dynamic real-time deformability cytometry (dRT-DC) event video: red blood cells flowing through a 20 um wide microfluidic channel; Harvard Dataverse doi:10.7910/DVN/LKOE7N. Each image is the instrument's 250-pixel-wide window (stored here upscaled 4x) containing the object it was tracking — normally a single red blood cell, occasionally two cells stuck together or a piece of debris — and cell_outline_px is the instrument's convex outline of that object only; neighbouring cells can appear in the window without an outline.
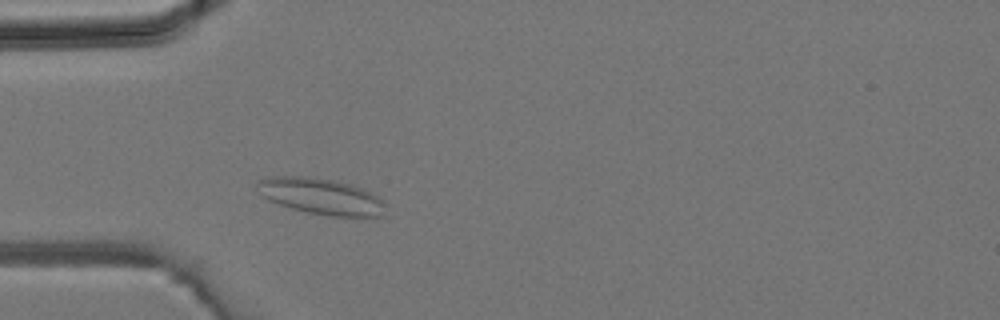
{"species": "common noctule bat (a hibernating species)", "species_latin": "Nyctalus noctula", "temperature_condition": "room temperature", "stored_images_in_passage": 1, "camera_frame_rate_fps": 3000, "um_per_image_px": 0.085, "animal": {"sex": "male", "body_mass_g": 19.2, "forearm_length_mm": 51.8}, "frame": {"image": 1, "passage_image": 1, "time_ms": 0.0, "image_size_px": [1000, 320], "cell_outline_px": [[388, 204], [384, 216], [332, 216], [308, 212], [292, 208], [268, 200], [264, 196], [256, 184], [256, 180], [264, 176], [308, 176], [332, 180], [348, 184], [360, 188], [384, 200]], "centroid_in_image_um": [27.3, 16.68], "position_along_channel_um": 57.7, "area_um2": 26.93}}